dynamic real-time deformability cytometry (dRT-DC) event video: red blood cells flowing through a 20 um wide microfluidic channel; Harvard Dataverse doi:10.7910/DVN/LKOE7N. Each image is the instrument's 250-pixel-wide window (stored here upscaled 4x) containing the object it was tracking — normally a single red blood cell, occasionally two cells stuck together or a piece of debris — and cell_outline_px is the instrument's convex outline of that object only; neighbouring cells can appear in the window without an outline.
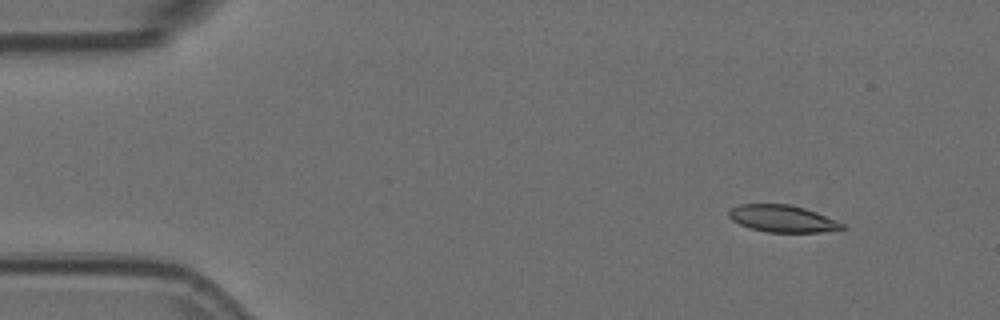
{"species": "Egyptian fruit bat (a non-hibernating species)", "species_latin": "Rousettus aegyptiacus", "temperature_condition": "room temperature", "stored_images_in_passage": 5, "camera_frame_rate_fps": 3000, "um_per_image_px": 0.085, "animal": {"sex": "female"}, "frame": {"image": 1, "passage_image": 2, "time_ms": 0.333, "image_size_px": [1000, 320], "cell_outline_px": [[844, 228], [820, 232], [768, 232], [748, 228], [732, 220], [728, 216], [728, 212], [732, 208], [740, 204], [788, 204], [804, 208], [816, 212], [844, 224]], "centroid_in_image_um": [66.46, 18.58], "position_along_channel_um": 18.5, "area_um2": 17.63}}
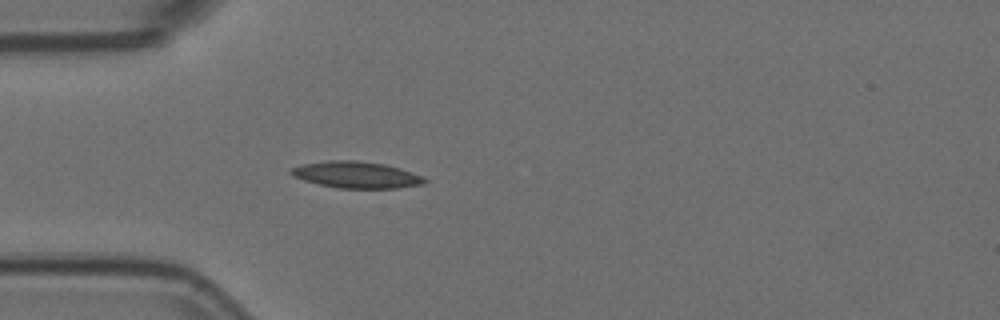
{"frame": {"image": 2, "passage_image": 5, "time_ms": 1.333, "image_size_px": [1000, 320], "cell_outline_px": [[428, 180], [424, 184], [396, 188], [336, 188], [304, 180], [292, 176], [288, 172], [288, 168], [300, 164], [328, 160], [356, 160], [384, 164], [400, 168], [412, 172]], "centroid_in_image_um": [30.22, 14.85], "position_along_channel_um": 54.8, "area_um2": 20.81}}